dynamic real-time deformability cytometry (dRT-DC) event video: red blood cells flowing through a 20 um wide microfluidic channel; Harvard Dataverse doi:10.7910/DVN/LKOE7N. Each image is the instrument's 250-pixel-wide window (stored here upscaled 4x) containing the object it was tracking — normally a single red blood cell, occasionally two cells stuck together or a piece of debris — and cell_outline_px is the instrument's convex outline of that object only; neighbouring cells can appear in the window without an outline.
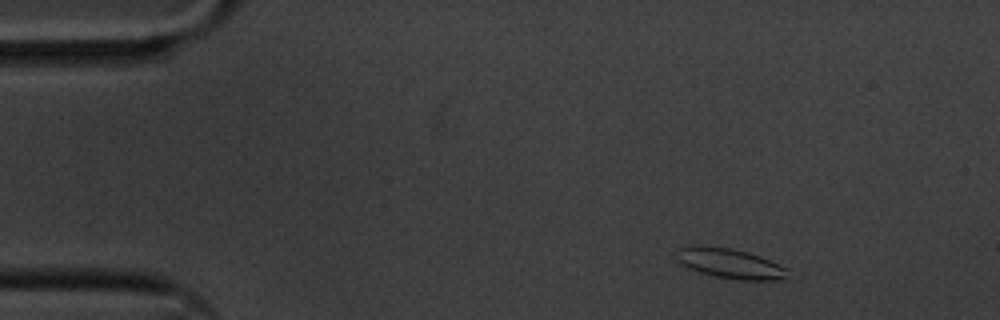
{"species": "common noctule bat (a hibernating species)", "species_latin": "Nyctalus noctula", "temperature_condition": "cold", "stored_images_in_passage": 54, "camera_frame_rate_fps": 3000, "um_per_image_px": 0.085, "animal": {"sex": "male", "body_mass_g": 20.1, "forearm_length_mm": 53.5}, "frame": {"image": 1, "passage_image": 1, "time_ms": 0.0, "image_size_px": [1000, 320], "cell_outline_px": [[792, 280], [740, 280], [716, 276], [700, 272], [688, 268], [680, 264], [676, 260], [676, 248], [692, 244], [704, 244], [732, 248], [748, 252], [760, 256], [788, 268]], "centroid_in_image_um": [62.06, 22.38], "position_along_channel_um": 22.9, "area_um2": 20.23}}
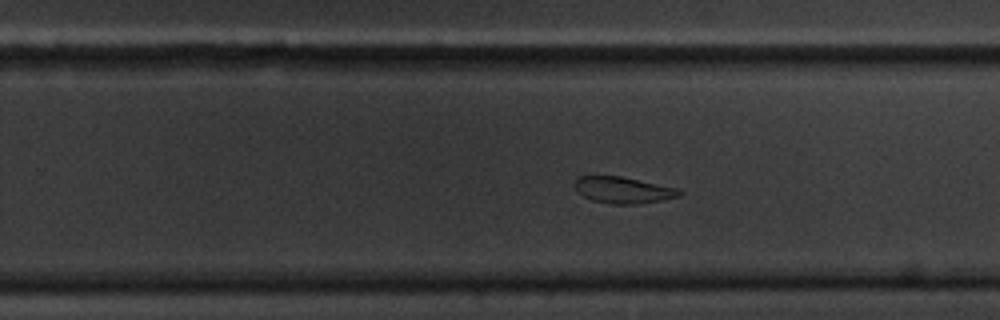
{"frame": {"image": 2, "passage_image": 31, "time_ms": 10.0, "image_size_px": [1000, 320], "cell_outline_px": [[684, 192], [680, 196], [640, 204], [612, 204], [592, 200], [576, 192], [572, 184], [576, 176], [620, 176], [680, 188]], "centroid_in_image_um": [52.95, 16.15], "position_along_channel_um": 276.9, "area_um2": 16.42}}
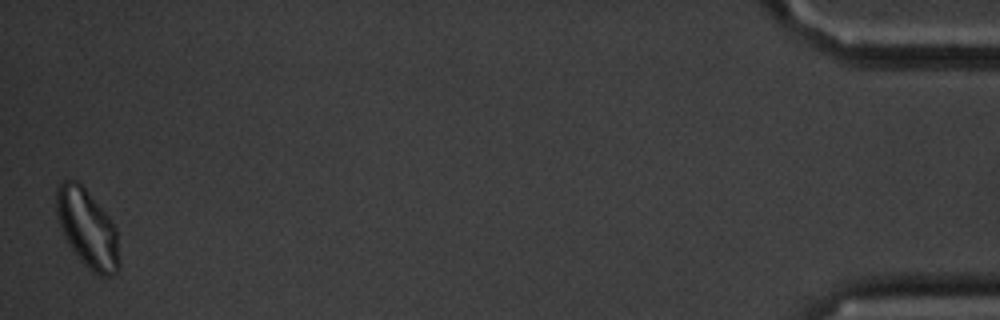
{"frame": {"image": 3, "passage_image": 53, "time_ms": 17.333, "image_size_px": [1000, 320], "cell_outline_px": [[120, 268], [112, 276], [100, 276], [92, 272], [80, 260], [68, 244], [64, 236], [56, 212], [56, 188], [64, 180], [76, 180], [88, 192], [108, 216], [116, 228], [120, 260]], "centroid_in_image_um": [7.44, 19.46], "position_along_channel_um": 427.8, "area_um2": 28.55}, "authors_computed_cell_mechanics": {"area_um2": 18.3226, "velocity_mm_per_s": 3.2837, "shape_relaxation_time_tau1_ms": 9.6068, "shape_relaxation_time_tau2_ms": null, "deformation_change_tau1": 0.1777, "deformation_change_tau2": null}}